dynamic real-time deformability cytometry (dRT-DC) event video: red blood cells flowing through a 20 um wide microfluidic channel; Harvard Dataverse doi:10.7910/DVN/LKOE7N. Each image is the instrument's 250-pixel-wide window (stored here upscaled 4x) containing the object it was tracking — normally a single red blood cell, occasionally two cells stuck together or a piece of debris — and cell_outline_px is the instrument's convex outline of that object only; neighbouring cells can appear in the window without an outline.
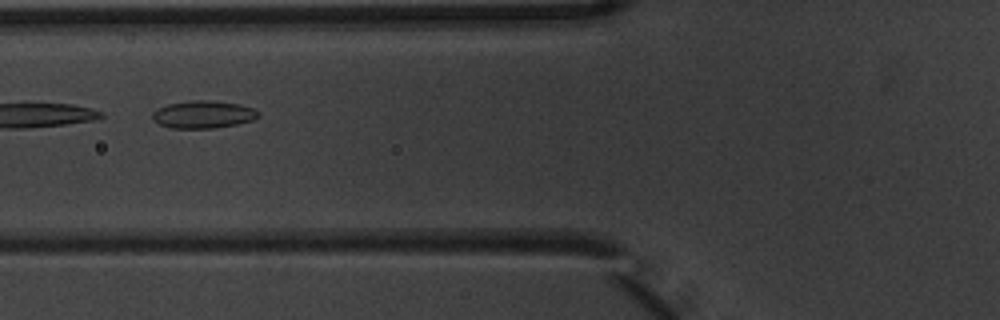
{"species": "common noctule bat (a hibernating species)", "species_latin": "Nyctalus noctula", "temperature_condition": "warm", "stored_images_in_passage": 5, "segment_of_instrument_passage": [2, 2], "camera_frame_rate_fps": 3000, "um_per_image_px": 0.085, "animal": {"sex": "male", "body_mass_g": 20.1, "forearm_length_mm": 53.5}, "frame": {"image": 1, "passage_image": 5, "time_ms": 1.333, "image_size_px": [1000, 320], "cell_outline_px": [[260, 116], [252, 120], [236, 124], [212, 128], [172, 128], [160, 124], [152, 120], [152, 112], [156, 108], [168, 104], [192, 100], [212, 100], [240, 104], [252, 108], [260, 112]], "centroid_in_image_um": [17.26, 9.72], "position_along_channel_um": 108.5, "area_um2": 17.05}}